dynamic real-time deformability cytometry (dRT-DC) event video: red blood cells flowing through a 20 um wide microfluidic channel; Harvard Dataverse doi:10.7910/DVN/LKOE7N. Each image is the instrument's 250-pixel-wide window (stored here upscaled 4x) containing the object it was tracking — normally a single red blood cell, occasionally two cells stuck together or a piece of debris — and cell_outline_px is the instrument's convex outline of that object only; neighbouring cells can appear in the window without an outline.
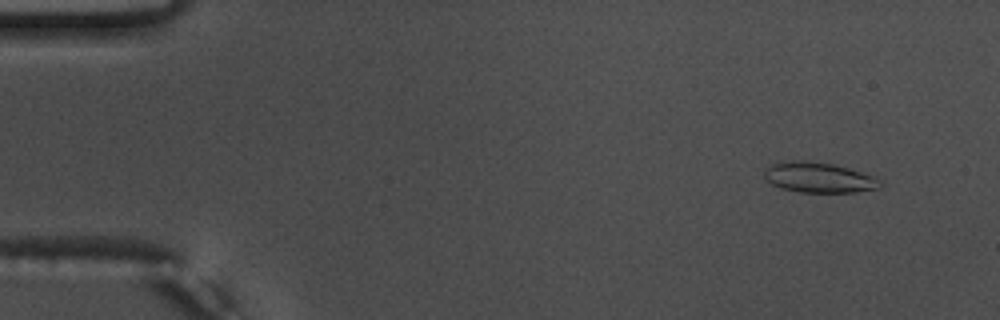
{"species": "common noctule bat (a hibernating species)", "species_latin": "Nyctalus noctula", "temperature_condition": "warm", "stored_images_in_passage": 55, "camera_frame_rate_fps": 3000, "um_per_image_px": 0.085, "animal": {"sex": "male", "body_mass_g": 17.5, "forearm_length_mm": 52.3}, "frame": {"image": 1, "passage_image": 5, "time_ms": 1.333, "image_size_px": [1000, 320], "cell_outline_px": [[884, 180], [880, 188], [856, 192], [800, 192], [780, 188], [772, 184], [764, 176], [764, 168], [772, 164], [792, 160], [808, 160], [832, 164], [848, 168]], "centroid_in_image_um": [69.61, 15.09], "position_along_channel_um": 15.4, "area_um2": 20.52}}
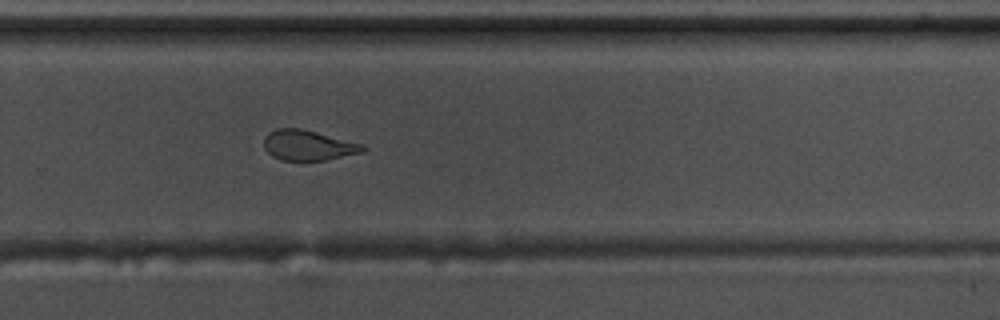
{"frame": {"image": 2, "passage_image": 37, "time_ms": 12.0, "image_size_px": [1000, 320], "cell_outline_px": [[368, 148], [364, 152], [324, 160], [280, 160], [272, 156], [264, 148], [264, 136], [268, 132], [276, 128], [300, 128], [364, 144]], "centroid_in_image_um": [26.19, 12.34], "position_along_channel_um": 303.6, "area_um2": 17.51}}
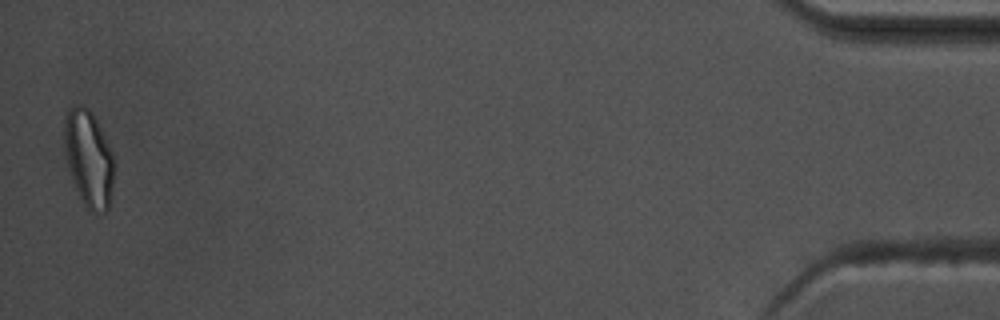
{"frame": {"image": 3, "passage_image": 54, "time_ms": 17.667, "image_size_px": [1000, 320], "cell_outline_px": [[116, 164], [108, 208], [104, 212], [88, 212], [76, 188], [68, 164], [64, 148], [64, 116], [68, 108], [76, 104], [84, 104], [92, 112], [112, 152]], "centroid_in_image_um": [7.54, 13.43], "position_along_channel_um": 427.7, "area_um2": 28.09}, "authors_computed_cell_mechanics": {"area_um2": 19.5364, "velocity_mm_per_s": 3.8033, "shape_relaxation_time_tau1_ms": 5.6044, "shape_relaxation_time_tau2_ms": 2.0958, "deformation_change_tau1": 0.1814, "deformation_change_tau2": 0.1001}}